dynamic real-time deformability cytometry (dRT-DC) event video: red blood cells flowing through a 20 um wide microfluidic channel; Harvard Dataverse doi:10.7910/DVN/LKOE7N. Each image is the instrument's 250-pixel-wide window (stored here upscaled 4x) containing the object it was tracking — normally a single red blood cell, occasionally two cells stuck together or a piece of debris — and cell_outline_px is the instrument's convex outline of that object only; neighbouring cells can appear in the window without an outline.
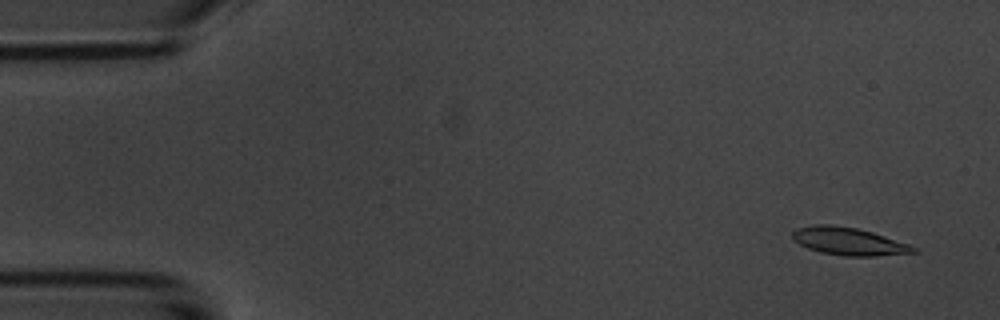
{"species": "common noctule bat (a hibernating species)", "species_latin": "Nyctalus noctula", "temperature_condition": "room temperature", "stored_images_in_passage": 55, "segment_of_instrument_passage": [1, 2], "camera_frame_rate_fps": 3000, "um_per_image_px": 0.085, "animal": {"sex": "male", "body_mass_g": 20.1, "forearm_length_mm": 53.5}, "frame": {"image": 1, "passage_image": 3, "time_ms": 0.667, "image_size_px": [1000, 320], "cell_outline_px": [[920, 252], [876, 256], [844, 256], [820, 252], [808, 248], [792, 240], [792, 232], [796, 228], [816, 224], [832, 224], [856, 228], [872, 232], [908, 244], [916, 248]], "centroid_in_image_um": [72.11, 20.51], "position_along_channel_um": 12.9, "area_um2": 19.54}}
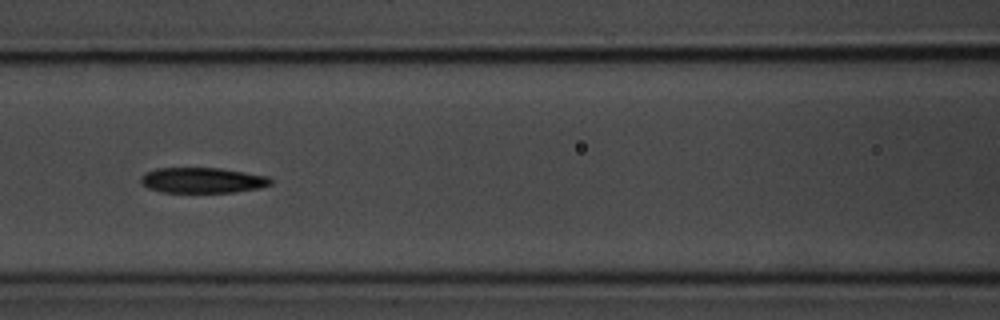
{"frame": {"image": 2, "passage_image": 23, "time_ms": 7.333, "image_size_px": [1000, 320], "cell_outline_px": [[272, 184], [260, 188], [236, 192], [160, 192], [148, 188], [140, 180], [140, 176], [156, 168], [220, 168], [268, 176], [272, 180]], "centroid_in_image_um": [17.23, 15.32], "position_along_channel_um": 149.4, "area_um2": 19.25}}
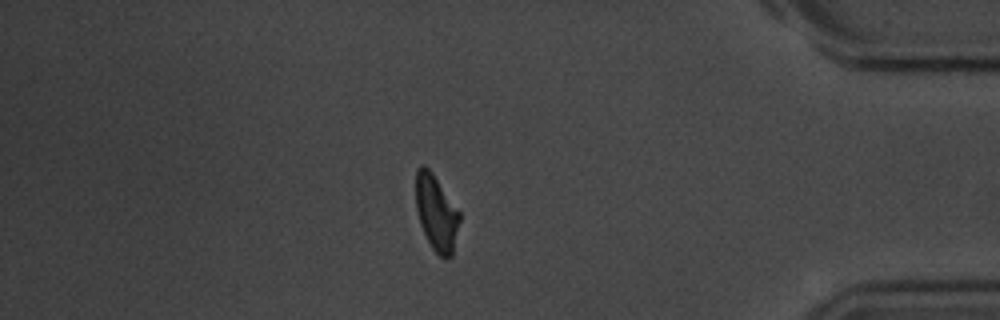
{"frame": {"image": 3, "passage_image": 46, "time_ms": 15.0, "image_size_px": [1000, 320], "cell_outline_px": [[460, 220], [452, 256], [440, 256], [432, 248], [420, 224], [416, 208], [416, 168], [420, 164], [424, 164], [432, 172], [460, 212]], "centroid_in_image_um": [37.08, 18.05], "position_along_channel_um": 398.1, "area_um2": 19.13}}